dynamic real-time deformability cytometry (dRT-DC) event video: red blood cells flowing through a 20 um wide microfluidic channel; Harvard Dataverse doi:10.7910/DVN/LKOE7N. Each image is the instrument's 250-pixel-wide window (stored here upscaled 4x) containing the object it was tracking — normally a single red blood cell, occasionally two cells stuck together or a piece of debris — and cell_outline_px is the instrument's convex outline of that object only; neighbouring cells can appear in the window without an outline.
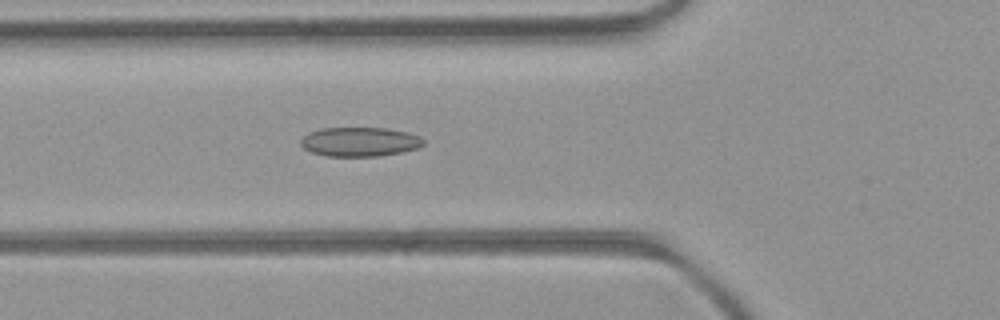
{"species": "common noctule bat (a hibernating species)", "species_latin": "Nyctalus noctula", "temperature_condition": "room temperature", "stored_images_in_passage": 44, "camera_frame_rate_fps": 3000, "um_per_image_px": 0.085, "animal": {"sex": "female", "body_mass_g": 21.9}, "frame": {"image": 1, "passage_image": 13, "time_ms": 4.0, "image_size_px": [1000, 320], "cell_outline_px": [[424, 144], [416, 148], [400, 152], [380, 156], [324, 156], [312, 152], [304, 148], [300, 144], [300, 140], [308, 132], [320, 128], [388, 128], [408, 132], [420, 136], [424, 140]], "centroid_in_image_um": [30.56, 12.04], "position_along_channel_um": 95.2, "area_um2": 20.98}}
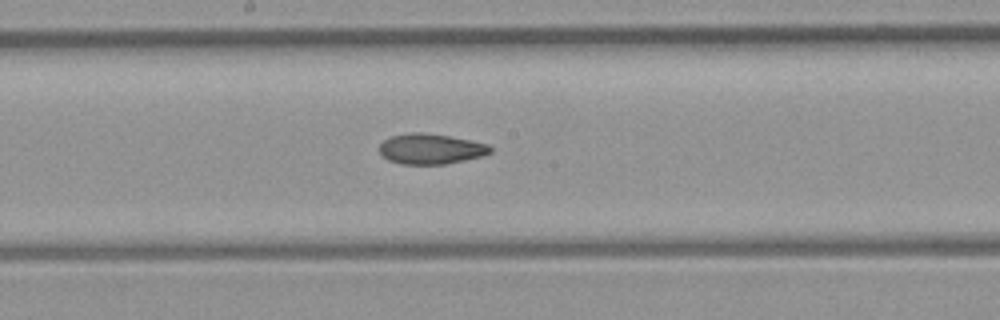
{"frame": {"image": 2, "passage_image": 21, "time_ms": 6.667, "image_size_px": [1000, 320], "cell_outline_px": [[492, 152], [484, 156], [444, 164], [400, 164], [388, 160], [380, 152], [380, 144], [384, 140], [392, 136], [408, 132], [420, 132], [448, 136], [488, 144], [492, 148]], "centroid_in_image_um": [36.62, 12.66], "position_along_channel_um": 211.6, "area_um2": 19.54}}
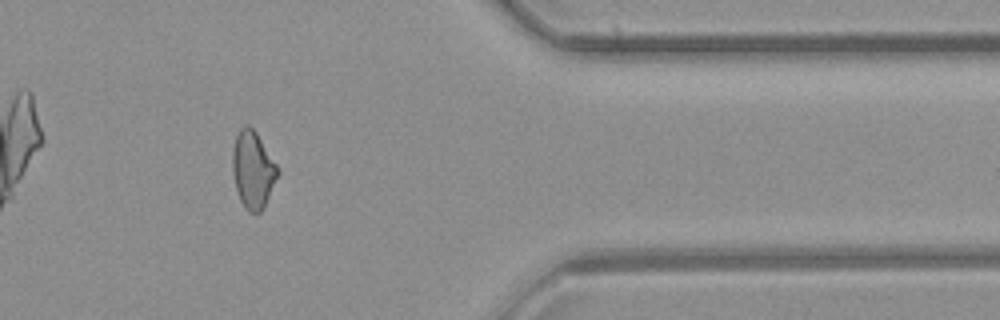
{"frame": {"image": 3, "passage_image": 35, "time_ms": 11.333, "image_size_px": [1000, 320], "cell_outline_px": [[280, 172], [264, 208], [260, 212], [248, 212], [244, 208], [240, 200], [236, 188], [232, 172], [232, 148], [236, 136], [240, 128], [244, 124], [248, 124], [256, 132], [280, 168]], "centroid_in_image_um": [21.5, 14.42], "position_along_channel_um": 389.9, "area_um2": 20.63}, "authors_computed_cell_mechanics": {"area_um2": 20.6057, "velocity_mm_per_s": 4.3307, "shape_relaxation_time_tau1_ms": null, "shape_relaxation_time_tau2_ms": 2.9619, "deformation_change_tau1": null, "deformation_change_tau2": 0.0898}}